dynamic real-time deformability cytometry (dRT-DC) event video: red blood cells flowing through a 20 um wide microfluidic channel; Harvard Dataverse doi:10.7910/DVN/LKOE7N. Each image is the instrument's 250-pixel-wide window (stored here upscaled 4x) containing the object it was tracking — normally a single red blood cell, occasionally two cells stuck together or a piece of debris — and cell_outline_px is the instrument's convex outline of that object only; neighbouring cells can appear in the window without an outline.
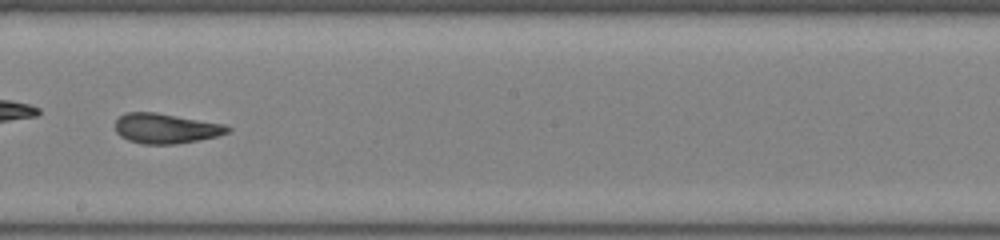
{"species": "common noctule bat (a hibernating species)", "species_latin": "Nyctalus noctula", "temperature_condition": "room temperature", "stored_images_in_passage": 42, "camera_frame_rate_fps": 3000, "um_per_image_px": 0.085, "animal": {"sex": "female", "body_mass_g": 22.0, "forearm_length_mm": 56.7}, "frame": {"image": 1, "passage_image": 24, "time_ms": 7.667, "image_size_px": [1000, 240], "cell_outline_px": [[232, 128], [228, 132], [216, 136], [176, 144], [140, 144], [128, 140], [120, 136], [116, 132], [116, 120], [124, 112], [156, 112], [224, 124]], "centroid_in_image_um": [14.06, 10.91], "position_along_channel_um": 234.1, "area_um2": 19.59}}
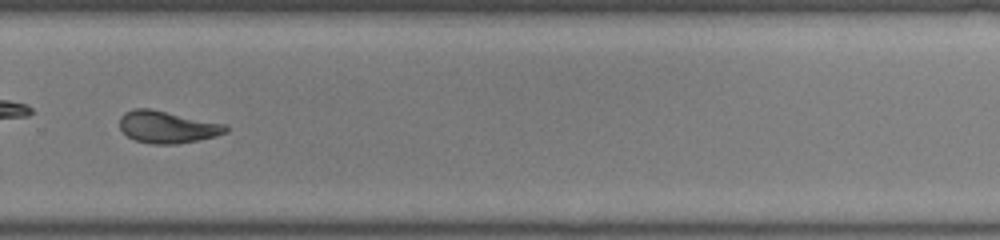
{"frame": {"image": 2, "passage_image": 30, "time_ms": 9.667, "image_size_px": [1000, 240], "cell_outline_px": [[228, 132], [216, 136], [176, 144], [152, 144], [136, 140], [128, 136], [120, 128], [120, 116], [124, 112], [132, 108], [152, 108], [228, 124]], "centroid_in_image_um": [14.24, 10.77], "position_along_channel_um": 315.6, "area_um2": 20.11}, "authors_computed_cell_mechanics": {"area_um2": 20.6635, "velocity_mm_per_s": 4.0818, "shape_relaxation_time_tau1_ms": 6.3804, "shape_relaxation_time_tau2_ms": 0.6503, "deformation_change_tau1": 0.203, "deformation_change_tau2": 0.0916}}